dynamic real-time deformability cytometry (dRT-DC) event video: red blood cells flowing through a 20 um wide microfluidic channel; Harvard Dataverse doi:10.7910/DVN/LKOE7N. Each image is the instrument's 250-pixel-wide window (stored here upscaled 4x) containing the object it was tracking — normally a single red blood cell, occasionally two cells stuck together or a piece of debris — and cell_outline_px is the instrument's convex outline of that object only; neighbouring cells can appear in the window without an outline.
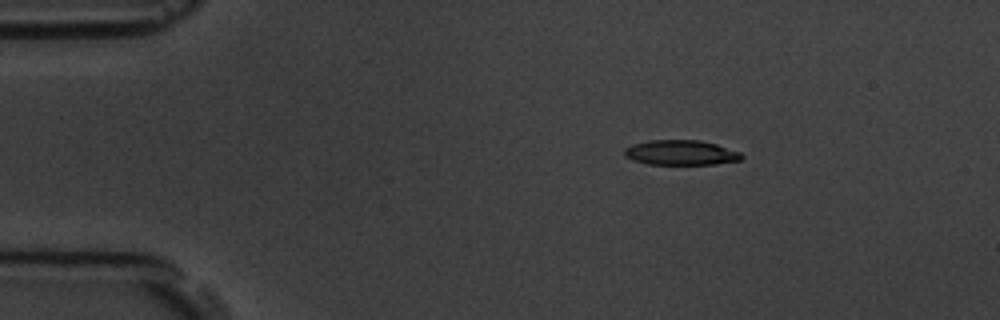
{"species": "common noctule bat (a hibernating species)", "species_latin": "Nyctalus noctula", "temperature_condition": "room temperature", "stored_images_in_passage": 4, "camera_frame_rate_fps": 3000, "um_per_image_px": 0.085, "animal": {"sex": "male", "body_mass_g": 19.5, "forearm_length_mm": 54.6}, "frame": {"image": 1, "passage_image": 2, "time_ms": 2.0, "image_size_px": [1000, 320], "cell_outline_px": [[744, 156], [740, 160], [712, 164], [648, 164], [624, 156], [624, 148], [632, 144], [648, 140], [700, 140], [716, 144], [740, 152]], "centroid_in_image_um": [57.86, 12.96], "position_along_channel_um": 27.1, "area_um2": 16.94}}